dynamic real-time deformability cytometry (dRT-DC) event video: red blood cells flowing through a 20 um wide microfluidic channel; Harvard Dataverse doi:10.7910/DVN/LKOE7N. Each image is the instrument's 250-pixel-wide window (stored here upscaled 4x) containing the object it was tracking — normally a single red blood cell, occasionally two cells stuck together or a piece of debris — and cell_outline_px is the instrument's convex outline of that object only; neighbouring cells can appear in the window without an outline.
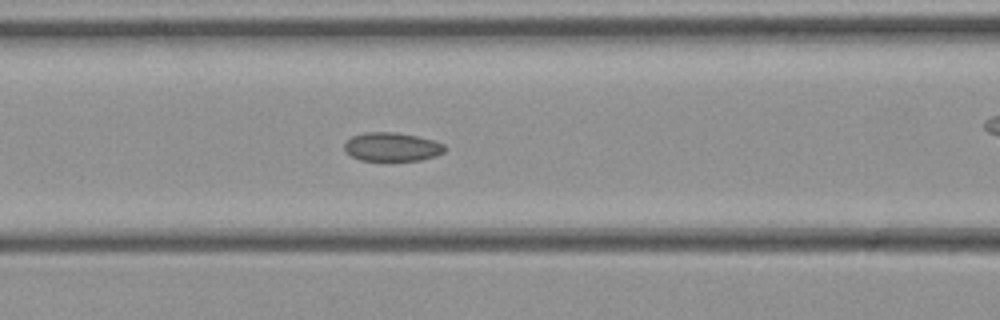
{"species": "common noctule bat (a hibernating species)", "species_latin": "Nyctalus noctula", "temperature_condition": "cold", "stored_images_in_passage": 32, "camera_frame_rate_fps": 3000, "um_per_image_px": 0.085, "animal": {"sex": "female", "body_mass_g": 21.9}, "frame": {"image": 1, "passage_image": 5, "time_ms": 1.333, "image_size_px": [1000, 320], "cell_outline_px": [[448, 148], [444, 152], [436, 156], [420, 160], [360, 160], [352, 156], [344, 148], [344, 144], [352, 136], [364, 132], [396, 132], [416, 136], [432, 140], [444, 144]], "centroid_in_image_um": [33.34, 12.48], "position_along_channel_um": 133.3, "area_um2": 16.7}}
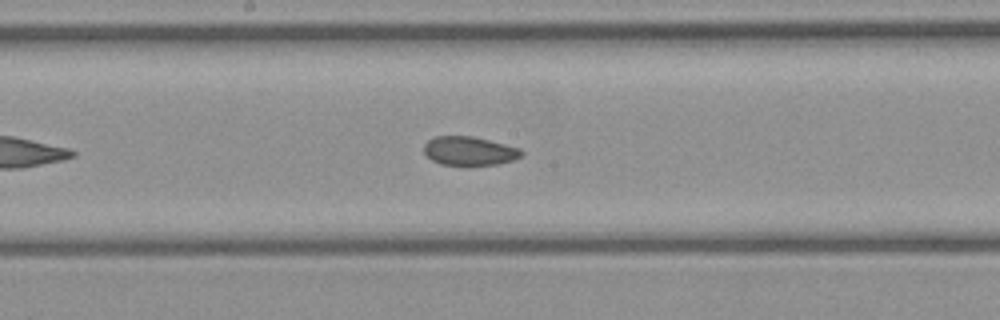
{"frame": {"image": 2, "passage_image": 10, "time_ms": 3.0, "image_size_px": [1000, 320], "cell_outline_px": [[524, 152], [520, 156], [512, 160], [500, 164], [440, 164], [432, 160], [424, 152], [424, 144], [428, 140], [436, 136], [472, 136], [520, 148]], "centroid_in_image_um": [39.88, 12.82], "position_along_channel_um": 208.3, "area_um2": 16.07}}
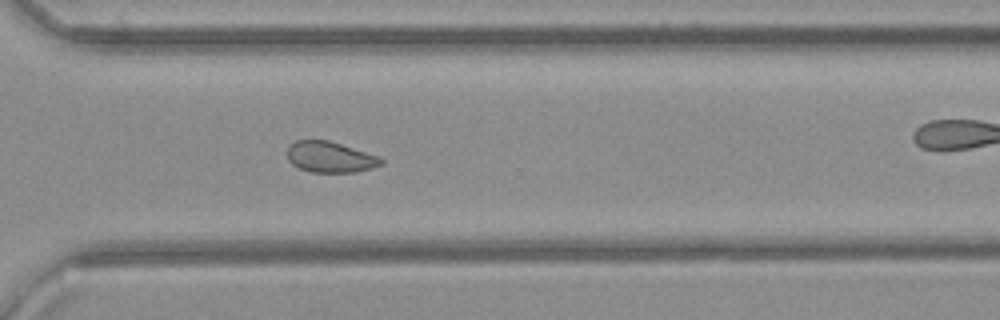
{"frame": {"image": 3, "passage_image": 19, "time_ms": 6.0, "image_size_px": [1000, 320], "cell_outline_px": [[384, 164], [372, 168], [356, 172], [312, 172], [300, 168], [292, 164], [288, 160], [288, 144], [296, 140], [328, 140], [380, 156], [384, 160]], "centroid_in_image_um": [28.08, 13.35], "position_along_channel_um": 342.5, "area_um2": 16.99}}